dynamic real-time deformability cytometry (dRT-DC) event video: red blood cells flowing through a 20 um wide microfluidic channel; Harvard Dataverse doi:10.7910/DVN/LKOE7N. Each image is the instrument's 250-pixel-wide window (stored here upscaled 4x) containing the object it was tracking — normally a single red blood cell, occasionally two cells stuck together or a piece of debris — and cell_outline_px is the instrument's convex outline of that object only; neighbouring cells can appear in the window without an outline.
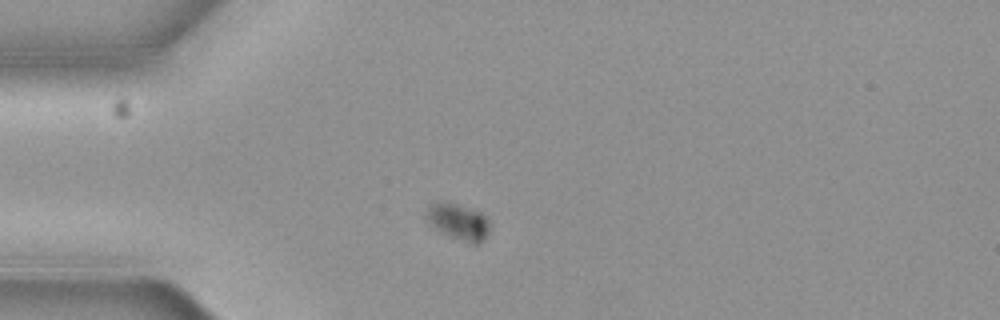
{"species": "common noctule bat (a hibernating species)", "species_latin": "Nyctalus noctula", "temperature_condition": "cold", "stored_images_in_passage": 8, "camera_frame_rate_fps": 3000, "um_per_image_px": 0.085, "animal": {"sex": "female", "body_mass_g": 19.3, "forearm_length_mm": 54.1}, "frame": {"image": 1, "passage_image": 2, "time_ms": 0.333, "image_size_px": [1000, 320], "cell_outline_px": [[488, 232], [484, 240], [480, 244], [472, 244], [436, 232], [424, 220], [424, 216], [428, 208], [436, 200], [448, 200], [480, 212], [488, 220]], "centroid_in_image_um": [38.86, 18.84], "position_along_channel_um": 46.1, "area_um2": 14.05}}
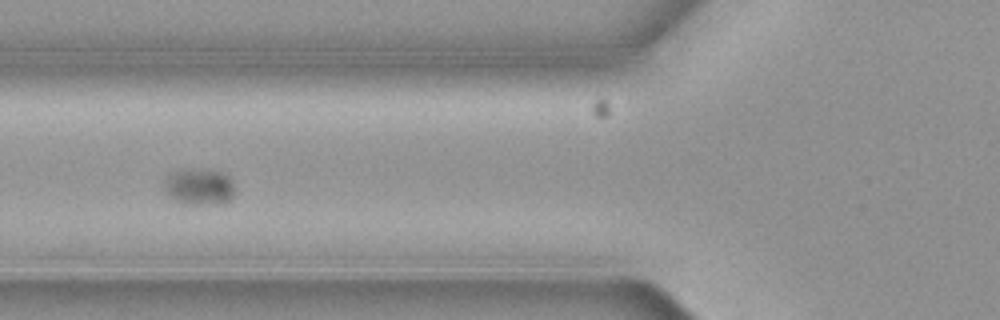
{"frame": {"image": 2, "passage_image": 4, "time_ms": 1.0, "image_size_px": [1000, 320], "cell_outline_px": [[232, 196], [224, 204], [184, 204], [168, 196], [164, 188], [164, 180], [168, 176], [176, 172], [192, 168], [212, 168], [224, 172], [232, 180]], "centroid_in_image_um": [16.94, 15.85], "position_along_channel_um": 108.9, "area_um2": 15.14}}
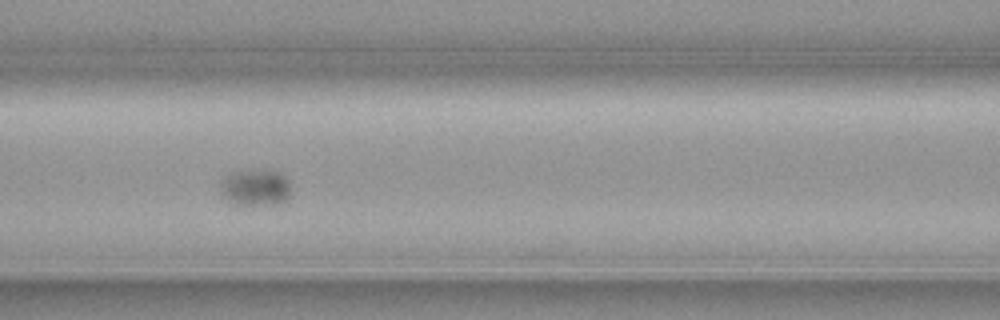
{"frame": {"image": 3, "passage_image": 5, "time_ms": 1.333, "image_size_px": [1000, 320], "cell_outline_px": [[288, 200], [276, 204], [236, 204], [228, 200], [220, 192], [220, 180], [228, 172], [240, 168], [264, 168], [280, 172], [288, 180]], "centroid_in_image_um": [21.65, 15.85], "position_along_channel_um": 145.0, "area_um2": 15.61}}